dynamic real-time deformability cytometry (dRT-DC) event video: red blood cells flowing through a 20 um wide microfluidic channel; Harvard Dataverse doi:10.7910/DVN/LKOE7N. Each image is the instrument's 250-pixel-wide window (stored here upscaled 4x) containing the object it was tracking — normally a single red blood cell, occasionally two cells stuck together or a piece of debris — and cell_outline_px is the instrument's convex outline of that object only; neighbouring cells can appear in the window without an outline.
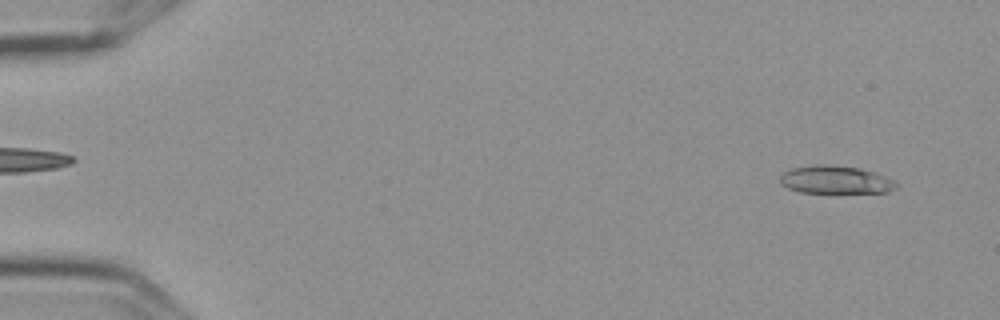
{"species": "Egyptian fruit bat (a non-hibernating species)", "species_latin": "Rousettus aegyptiacus", "temperature_condition": "cold", "stored_images_in_passage": 6, "segment_of_instrument_passage": [2, 2], "camera_frame_rate_fps": 3000, "um_per_image_px": 0.085, "frame": {"image": 1, "passage_image": 6, "time_ms": 1.667, "image_size_px": [1000, 320], "cell_outline_px": [[896, 188], [888, 192], [800, 192], [788, 188], [780, 184], [780, 176], [784, 172], [792, 168], [816, 164], [828, 164], [860, 168], [876, 172], [892, 180], [896, 184]], "centroid_in_image_um": [70.99, 15.27], "position_along_channel_um": 14.0, "area_um2": 18.79}}